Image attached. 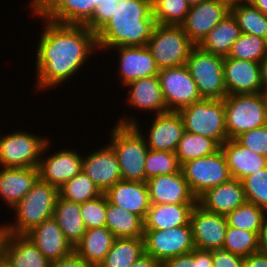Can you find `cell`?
Returning <instances> with one entry per match:
<instances>
[{"instance_id": "cell-1", "label": "cell", "mask_w": 267, "mask_h": 267, "mask_svg": "<svg viewBox=\"0 0 267 267\" xmlns=\"http://www.w3.org/2000/svg\"><path fill=\"white\" fill-rule=\"evenodd\" d=\"M42 20L44 27L35 50L36 92L62 87V83L82 70L93 54L99 53L96 34L86 26Z\"/></svg>"}, {"instance_id": "cell-2", "label": "cell", "mask_w": 267, "mask_h": 267, "mask_svg": "<svg viewBox=\"0 0 267 267\" xmlns=\"http://www.w3.org/2000/svg\"><path fill=\"white\" fill-rule=\"evenodd\" d=\"M157 26L151 0H120L116 13L96 34L98 52L121 46H147Z\"/></svg>"}, {"instance_id": "cell-3", "label": "cell", "mask_w": 267, "mask_h": 267, "mask_svg": "<svg viewBox=\"0 0 267 267\" xmlns=\"http://www.w3.org/2000/svg\"><path fill=\"white\" fill-rule=\"evenodd\" d=\"M59 189L40 179L11 210L14 221L5 222L10 234L25 235L44 220L53 217Z\"/></svg>"}, {"instance_id": "cell-4", "label": "cell", "mask_w": 267, "mask_h": 267, "mask_svg": "<svg viewBox=\"0 0 267 267\" xmlns=\"http://www.w3.org/2000/svg\"><path fill=\"white\" fill-rule=\"evenodd\" d=\"M109 143L118 158L121 178L145 182V158L148 146L143 135L133 125L114 124Z\"/></svg>"}, {"instance_id": "cell-5", "label": "cell", "mask_w": 267, "mask_h": 267, "mask_svg": "<svg viewBox=\"0 0 267 267\" xmlns=\"http://www.w3.org/2000/svg\"><path fill=\"white\" fill-rule=\"evenodd\" d=\"M185 131L215 140L220 146L228 139L223 99H202L178 111Z\"/></svg>"}, {"instance_id": "cell-6", "label": "cell", "mask_w": 267, "mask_h": 267, "mask_svg": "<svg viewBox=\"0 0 267 267\" xmlns=\"http://www.w3.org/2000/svg\"><path fill=\"white\" fill-rule=\"evenodd\" d=\"M7 133L0 134V167L38 168L49 136L32 134L24 129Z\"/></svg>"}, {"instance_id": "cell-7", "label": "cell", "mask_w": 267, "mask_h": 267, "mask_svg": "<svg viewBox=\"0 0 267 267\" xmlns=\"http://www.w3.org/2000/svg\"><path fill=\"white\" fill-rule=\"evenodd\" d=\"M223 100L228 139L267 124V110L260 93L227 95Z\"/></svg>"}, {"instance_id": "cell-8", "label": "cell", "mask_w": 267, "mask_h": 267, "mask_svg": "<svg viewBox=\"0 0 267 267\" xmlns=\"http://www.w3.org/2000/svg\"><path fill=\"white\" fill-rule=\"evenodd\" d=\"M185 66L196 82L202 99H224L227 96L223 71L224 57L208 53L195 46Z\"/></svg>"}, {"instance_id": "cell-9", "label": "cell", "mask_w": 267, "mask_h": 267, "mask_svg": "<svg viewBox=\"0 0 267 267\" xmlns=\"http://www.w3.org/2000/svg\"><path fill=\"white\" fill-rule=\"evenodd\" d=\"M195 46L183 28L175 25H158L147 43L159 70L185 65Z\"/></svg>"}, {"instance_id": "cell-10", "label": "cell", "mask_w": 267, "mask_h": 267, "mask_svg": "<svg viewBox=\"0 0 267 267\" xmlns=\"http://www.w3.org/2000/svg\"><path fill=\"white\" fill-rule=\"evenodd\" d=\"M121 117L118 118L116 124L133 125L143 135L150 150L175 153L178 142L185 132L181 115L176 111H168L154 115V118L151 120V126L146 130L148 133H146V135L142 132V128L139 124L140 121L135 115H121Z\"/></svg>"}, {"instance_id": "cell-11", "label": "cell", "mask_w": 267, "mask_h": 267, "mask_svg": "<svg viewBox=\"0 0 267 267\" xmlns=\"http://www.w3.org/2000/svg\"><path fill=\"white\" fill-rule=\"evenodd\" d=\"M181 171L192 193L197 198L207 189L232 178L226 157L221 149L214 154L187 161L181 165Z\"/></svg>"}, {"instance_id": "cell-12", "label": "cell", "mask_w": 267, "mask_h": 267, "mask_svg": "<svg viewBox=\"0 0 267 267\" xmlns=\"http://www.w3.org/2000/svg\"><path fill=\"white\" fill-rule=\"evenodd\" d=\"M145 253L160 264L195 249L191 224L166 230H144Z\"/></svg>"}, {"instance_id": "cell-13", "label": "cell", "mask_w": 267, "mask_h": 267, "mask_svg": "<svg viewBox=\"0 0 267 267\" xmlns=\"http://www.w3.org/2000/svg\"><path fill=\"white\" fill-rule=\"evenodd\" d=\"M158 78L168 111L178 112L180 109L202 100L196 82L185 65L160 69Z\"/></svg>"}, {"instance_id": "cell-14", "label": "cell", "mask_w": 267, "mask_h": 267, "mask_svg": "<svg viewBox=\"0 0 267 267\" xmlns=\"http://www.w3.org/2000/svg\"><path fill=\"white\" fill-rule=\"evenodd\" d=\"M51 140H49L42 152L38 165L39 179L60 189L67 181L74 178L82 171V159L79 151L75 149H58L48 156L45 152L50 149ZM47 156V157H46Z\"/></svg>"}, {"instance_id": "cell-15", "label": "cell", "mask_w": 267, "mask_h": 267, "mask_svg": "<svg viewBox=\"0 0 267 267\" xmlns=\"http://www.w3.org/2000/svg\"><path fill=\"white\" fill-rule=\"evenodd\" d=\"M190 224L196 249H222L228 228L224 215L207 211L197 203L191 212Z\"/></svg>"}, {"instance_id": "cell-16", "label": "cell", "mask_w": 267, "mask_h": 267, "mask_svg": "<svg viewBox=\"0 0 267 267\" xmlns=\"http://www.w3.org/2000/svg\"><path fill=\"white\" fill-rule=\"evenodd\" d=\"M115 51L118 54V71L116 75L120 80V87H124L130 82L141 78L156 76L159 73V68L154 60L151 51L147 46H121L108 49Z\"/></svg>"}, {"instance_id": "cell-17", "label": "cell", "mask_w": 267, "mask_h": 267, "mask_svg": "<svg viewBox=\"0 0 267 267\" xmlns=\"http://www.w3.org/2000/svg\"><path fill=\"white\" fill-rule=\"evenodd\" d=\"M82 171L102 193L122 180L117 155L109 143L83 156Z\"/></svg>"}, {"instance_id": "cell-18", "label": "cell", "mask_w": 267, "mask_h": 267, "mask_svg": "<svg viewBox=\"0 0 267 267\" xmlns=\"http://www.w3.org/2000/svg\"><path fill=\"white\" fill-rule=\"evenodd\" d=\"M230 12L231 8L222 1L206 0L190 7L185 21L180 26L197 46Z\"/></svg>"}, {"instance_id": "cell-19", "label": "cell", "mask_w": 267, "mask_h": 267, "mask_svg": "<svg viewBox=\"0 0 267 267\" xmlns=\"http://www.w3.org/2000/svg\"><path fill=\"white\" fill-rule=\"evenodd\" d=\"M223 71L227 95L261 92L260 62L224 57Z\"/></svg>"}, {"instance_id": "cell-20", "label": "cell", "mask_w": 267, "mask_h": 267, "mask_svg": "<svg viewBox=\"0 0 267 267\" xmlns=\"http://www.w3.org/2000/svg\"><path fill=\"white\" fill-rule=\"evenodd\" d=\"M146 183L151 204H197L182 171L155 176Z\"/></svg>"}, {"instance_id": "cell-21", "label": "cell", "mask_w": 267, "mask_h": 267, "mask_svg": "<svg viewBox=\"0 0 267 267\" xmlns=\"http://www.w3.org/2000/svg\"><path fill=\"white\" fill-rule=\"evenodd\" d=\"M104 194L109 203L139 216L143 221L151 205L146 182L120 180Z\"/></svg>"}, {"instance_id": "cell-22", "label": "cell", "mask_w": 267, "mask_h": 267, "mask_svg": "<svg viewBox=\"0 0 267 267\" xmlns=\"http://www.w3.org/2000/svg\"><path fill=\"white\" fill-rule=\"evenodd\" d=\"M124 87L129 89L125 101L128 107L154 115L168 112L158 75L141 78Z\"/></svg>"}, {"instance_id": "cell-23", "label": "cell", "mask_w": 267, "mask_h": 267, "mask_svg": "<svg viewBox=\"0 0 267 267\" xmlns=\"http://www.w3.org/2000/svg\"><path fill=\"white\" fill-rule=\"evenodd\" d=\"M246 201L241 180L231 178L207 189L197 198V203L207 211L226 216Z\"/></svg>"}, {"instance_id": "cell-24", "label": "cell", "mask_w": 267, "mask_h": 267, "mask_svg": "<svg viewBox=\"0 0 267 267\" xmlns=\"http://www.w3.org/2000/svg\"><path fill=\"white\" fill-rule=\"evenodd\" d=\"M51 262L67 257L73 252L57 221L52 217L44 220L25 234Z\"/></svg>"}, {"instance_id": "cell-25", "label": "cell", "mask_w": 267, "mask_h": 267, "mask_svg": "<svg viewBox=\"0 0 267 267\" xmlns=\"http://www.w3.org/2000/svg\"><path fill=\"white\" fill-rule=\"evenodd\" d=\"M39 179L38 168L0 167V199L12 209Z\"/></svg>"}, {"instance_id": "cell-26", "label": "cell", "mask_w": 267, "mask_h": 267, "mask_svg": "<svg viewBox=\"0 0 267 267\" xmlns=\"http://www.w3.org/2000/svg\"><path fill=\"white\" fill-rule=\"evenodd\" d=\"M221 150L226 157L232 178L242 181L245 177L267 167L266 157L254 153L249 148L241 145L236 139H227L221 145Z\"/></svg>"}, {"instance_id": "cell-27", "label": "cell", "mask_w": 267, "mask_h": 267, "mask_svg": "<svg viewBox=\"0 0 267 267\" xmlns=\"http://www.w3.org/2000/svg\"><path fill=\"white\" fill-rule=\"evenodd\" d=\"M196 204H151L144 219V230H168L190 224Z\"/></svg>"}, {"instance_id": "cell-28", "label": "cell", "mask_w": 267, "mask_h": 267, "mask_svg": "<svg viewBox=\"0 0 267 267\" xmlns=\"http://www.w3.org/2000/svg\"><path fill=\"white\" fill-rule=\"evenodd\" d=\"M4 259L10 267H49L50 261L26 236L9 234Z\"/></svg>"}, {"instance_id": "cell-29", "label": "cell", "mask_w": 267, "mask_h": 267, "mask_svg": "<svg viewBox=\"0 0 267 267\" xmlns=\"http://www.w3.org/2000/svg\"><path fill=\"white\" fill-rule=\"evenodd\" d=\"M116 237L107 227L87 229L73 251L93 267H98Z\"/></svg>"}, {"instance_id": "cell-30", "label": "cell", "mask_w": 267, "mask_h": 267, "mask_svg": "<svg viewBox=\"0 0 267 267\" xmlns=\"http://www.w3.org/2000/svg\"><path fill=\"white\" fill-rule=\"evenodd\" d=\"M241 29L230 12L197 45L201 50L227 57L231 46L240 37Z\"/></svg>"}, {"instance_id": "cell-31", "label": "cell", "mask_w": 267, "mask_h": 267, "mask_svg": "<svg viewBox=\"0 0 267 267\" xmlns=\"http://www.w3.org/2000/svg\"><path fill=\"white\" fill-rule=\"evenodd\" d=\"M53 218L57 221L66 240L74 248L87 230L81 217V204L57 197Z\"/></svg>"}, {"instance_id": "cell-32", "label": "cell", "mask_w": 267, "mask_h": 267, "mask_svg": "<svg viewBox=\"0 0 267 267\" xmlns=\"http://www.w3.org/2000/svg\"><path fill=\"white\" fill-rule=\"evenodd\" d=\"M106 227L116 238L144 237V221L139 216L109 203L107 197Z\"/></svg>"}, {"instance_id": "cell-33", "label": "cell", "mask_w": 267, "mask_h": 267, "mask_svg": "<svg viewBox=\"0 0 267 267\" xmlns=\"http://www.w3.org/2000/svg\"><path fill=\"white\" fill-rule=\"evenodd\" d=\"M145 253L144 238H116L98 267H129Z\"/></svg>"}, {"instance_id": "cell-34", "label": "cell", "mask_w": 267, "mask_h": 267, "mask_svg": "<svg viewBox=\"0 0 267 267\" xmlns=\"http://www.w3.org/2000/svg\"><path fill=\"white\" fill-rule=\"evenodd\" d=\"M99 3L100 0H64L47 19L60 24L85 26Z\"/></svg>"}, {"instance_id": "cell-35", "label": "cell", "mask_w": 267, "mask_h": 267, "mask_svg": "<svg viewBox=\"0 0 267 267\" xmlns=\"http://www.w3.org/2000/svg\"><path fill=\"white\" fill-rule=\"evenodd\" d=\"M225 217L228 226L256 232L261 237L266 230L267 211L248 201H245Z\"/></svg>"}, {"instance_id": "cell-36", "label": "cell", "mask_w": 267, "mask_h": 267, "mask_svg": "<svg viewBox=\"0 0 267 267\" xmlns=\"http://www.w3.org/2000/svg\"><path fill=\"white\" fill-rule=\"evenodd\" d=\"M221 146L213 139L185 131L175 150L180 165L216 153Z\"/></svg>"}, {"instance_id": "cell-37", "label": "cell", "mask_w": 267, "mask_h": 267, "mask_svg": "<svg viewBox=\"0 0 267 267\" xmlns=\"http://www.w3.org/2000/svg\"><path fill=\"white\" fill-rule=\"evenodd\" d=\"M242 33L267 39V16L250 3L231 7Z\"/></svg>"}, {"instance_id": "cell-38", "label": "cell", "mask_w": 267, "mask_h": 267, "mask_svg": "<svg viewBox=\"0 0 267 267\" xmlns=\"http://www.w3.org/2000/svg\"><path fill=\"white\" fill-rule=\"evenodd\" d=\"M222 249L246 257L262 249V237L256 232L228 226Z\"/></svg>"}, {"instance_id": "cell-39", "label": "cell", "mask_w": 267, "mask_h": 267, "mask_svg": "<svg viewBox=\"0 0 267 267\" xmlns=\"http://www.w3.org/2000/svg\"><path fill=\"white\" fill-rule=\"evenodd\" d=\"M103 194L98 187L81 171L60 189L59 196L67 201L85 203Z\"/></svg>"}, {"instance_id": "cell-40", "label": "cell", "mask_w": 267, "mask_h": 267, "mask_svg": "<svg viewBox=\"0 0 267 267\" xmlns=\"http://www.w3.org/2000/svg\"><path fill=\"white\" fill-rule=\"evenodd\" d=\"M267 56V39L241 33L227 57L261 62Z\"/></svg>"}, {"instance_id": "cell-41", "label": "cell", "mask_w": 267, "mask_h": 267, "mask_svg": "<svg viewBox=\"0 0 267 267\" xmlns=\"http://www.w3.org/2000/svg\"><path fill=\"white\" fill-rule=\"evenodd\" d=\"M189 9L187 0L152 1V14L158 25L180 26L185 21Z\"/></svg>"}, {"instance_id": "cell-42", "label": "cell", "mask_w": 267, "mask_h": 267, "mask_svg": "<svg viewBox=\"0 0 267 267\" xmlns=\"http://www.w3.org/2000/svg\"><path fill=\"white\" fill-rule=\"evenodd\" d=\"M181 171L176 153L148 150L145 158V182L159 175L174 174Z\"/></svg>"}, {"instance_id": "cell-43", "label": "cell", "mask_w": 267, "mask_h": 267, "mask_svg": "<svg viewBox=\"0 0 267 267\" xmlns=\"http://www.w3.org/2000/svg\"><path fill=\"white\" fill-rule=\"evenodd\" d=\"M246 201L267 211V167L242 180Z\"/></svg>"}, {"instance_id": "cell-44", "label": "cell", "mask_w": 267, "mask_h": 267, "mask_svg": "<svg viewBox=\"0 0 267 267\" xmlns=\"http://www.w3.org/2000/svg\"><path fill=\"white\" fill-rule=\"evenodd\" d=\"M81 217L86 229L106 227V195L82 203Z\"/></svg>"}, {"instance_id": "cell-45", "label": "cell", "mask_w": 267, "mask_h": 267, "mask_svg": "<svg viewBox=\"0 0 267 267\" xmlns=\"http://www.w3.org/2000/svg\"><path fill=\"white\" fill-rule=\"evenodd\" d=\"M119 5L120 0H100L92 18L85 26L90 31L97 34L116 13Z\"/></svg>"}, {"instance_id": "cell-46", "label": "cell", "mask_w": 267, "mask_h": 267, "mask_svg": "<svg viewBox=\"0 0 267 267\" xmlns=\"http://www.w3.org/2000/svg\"><path fill=\"white\" fill-rule=\"evenodd\" d=\"M241 145L267 158V124L235 138Z\"/></svg>"}, {"instance_id": "cell-47", "label": "cell", "mask_w": 267, "mask_h": 267, "mask_svg": "<svg viewBox=\"0 0 267 267\" xmlns=\"http://www.w3.org/2000/svg\"><path fill=\"white\" fill-rule=\"evenodd\" d=\"M64 0H30L28 9L35 19H47ZM30 5V7H29ZM38 17V18H37Z\"/></svg>"}, {"instance_id": "cell-48", "label": "cell", "mask_w": 267, "mask_h": 267, "mask_svg": "<svg viewBox=\"0 0 267 267\" xmlns=\"http://www.w3.org/2000/svg\"><path fill=\"white\" fill-rule=\"evenodd\" d=\"M212 267H244V257L224 249L212 250Z\"/></svg>"}, {"instance_id": "cell-49", "label": "cell", "mask_w": 267, "mask_h": 267, "mask_svg": "<svg viewBox=\"0 0 267 267\" xmlns=\"http://www.w3.org/2000/svg\"><path fill=\"white\" fill-rule=\"evenodd\" d=\"M161 267H196V248L189 253L164 260Z\"/></svg>"}, {"instance_id": "cell-50", "label": "cell", "mask_w": 267, "mask_h": 267, "mask_svg": "<svg viewBox=\"0 0 267 267\" xmlns=\"http://www.w3.org/2000/svg\"><path fill=\"white\" fill-rule=\"evenodd\" d=\"M49 267H93L88 264L84 259L77 255L74 251L59 260L51 261Z\"/></svg>"}, {"instance_id": "cell-51", "label": "cell", "mask_w": 267, "mask_h": 267, "mask_svg": "<svg viewBox=\"0 0 267 267\" xmlns=\"http://www.w3.org/2000/svg\"><path fill=\"white\" fill-rule=\"evenodd\" d=\"M244 267H267V253L261 249L244 257Z\"/></svg>"}, {"instance_id": "cell-52", "label": "cell", "mask_w": 267, "mask_h": 267, "mask_svg": "<svg viewBox=\"0 0 267 267\" xmlns=\"http://www.w3.org/2000/svg\"><path fill=\"white\" fill-rule=\"evenodd\" d=\"M212 251L196 249V267H212Z\"/></svg>"}, {"instance_id": "cell-53", "label": "cell", "mask_w": 267, "mask_h": 267, "mask_svg": "<svg viewBox=\"0 0 267 267\" xmlns=\"http://www.w3.org/2000/svg\"><path fill=\"white\" fill-rule=\"evenodd\" d=\"M129 267H161V264L151 255L144 253Z\"/></svg>"}, {"instance_id": "cell-54", "label": "cell", "mask_w": 267, "mask_h": 267, "mask_svg": "<svg viewBox=\"0 0 267 267\" xmlns=\"http://www.w3.org/2000/svg\"><path fill=\"white\" fill-rule=\"evenodd\" d=\"M9 234L10 233L7 224H5L4 222L0 224V260L4 258L5 245Z\"/></svg>"}, {"instance_id": "cell-55", "label": "cell", "mask_w": 267, "mask_h": 267, "mask_svg": "<svg viewBox=\"0 0 267 267\" xmlns=\"http://www.w3.org/2000/svg\"><path fill=\"white\" fill-rule=\"evenodd\" d=\"M249 3L267 16V0H250Z\"/></svg>"}, {"instance_id": "cell-56", "label": "cell", "mask_w": 267, "mask_h": 267, "mask_svg": "<svg viewBox=\"0 0 267 267\" xmlns=\"http://www.w3.org/2000/svg\"><path fill=\"white\" fill-rule=\"evenodd\" d=\"M262 86H267V56L260 62Z\"/></svg>"}, {"instance_id": "cell-57", "label": "cell", "mask_w": 267, "mask_h": 267, "mask_svg": "<svg viewBox=\"0 0 267 267\" xmlns=\"http://www.w3.org/2000/svg\"><path fill=\"white\" fill-rule=\"evenodd\" d=\"M224 4L228 5L230 8L235 5L249 3L250 0H220Z\"/></svg>"}, {"instance_id": "cell-58", "label": "cell", "mask_w": 267, "mask_h": 267, "mask_svg": "<svg viewBox=\"0 0 267 267\" xmlns=\"http://www.w3.org/2000/svg\"><path fill=\"white\" fill-rule=\"evenodd\" d=\"M260 94L263 98L264 105H265V108L267 110V86H262Z\"/></svg>"}, {"instance_id": "cell-59", "label": "cell", "mask_w": 267, "mask_h": 267, "mask_svg": "<svg viewBox=\"0 0 267 267\" xmlns=\"http://www.w3.org/2000/svg\"><path fill=\"white\" fill-rule=\"evenodd\" d=\"M262 249L267 253V225L266 230L262 236Z\"/></svg>"}, {"instance_id": "cell-60", "label": "cell", "mask_w": 267, "mask_h": 267, "mask_svg": "<svg viewBox=\"0 0 267 267\" xmlns=\"http://www.w3.org/2000/svg\"><path fill=\"white\" fill-rule=\"evenodd\" d=\"M203 1H206V0H187L188 5L190 7L195 6V5H197V4H199L200 2H203Z\"/></svg>"}, {"instance_id": "cell-61", "label": "cell", "mask_w": 267, "mask_h": 267, "mask_svg": "<svg viewBox=\"0 0 267 267\" xmlns=\"http://www.w3.org/2000/svg\"><path fill=\"white\" fill-rule=\"evenodd\" d=\"M0 267H10L8 262L3 258L0 260Z\"/></svg>"}]
</instances>
